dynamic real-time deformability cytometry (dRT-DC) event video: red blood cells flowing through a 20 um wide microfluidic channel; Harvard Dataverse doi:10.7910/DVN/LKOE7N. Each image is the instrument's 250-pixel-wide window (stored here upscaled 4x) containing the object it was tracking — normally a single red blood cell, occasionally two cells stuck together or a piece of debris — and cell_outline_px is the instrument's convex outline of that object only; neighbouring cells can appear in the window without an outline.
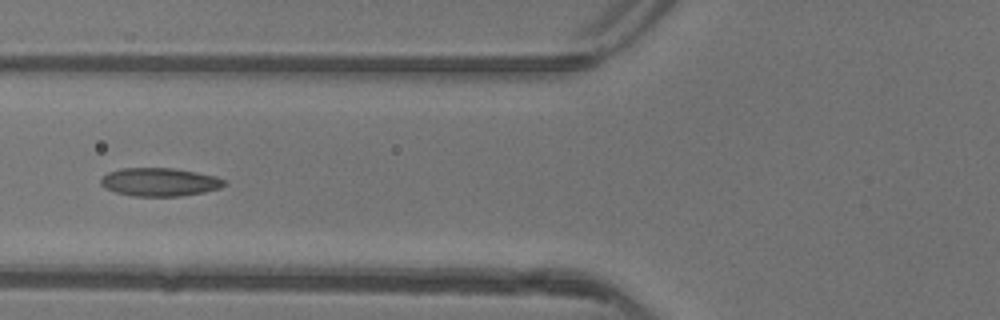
{"species": "common noctule bat (a hibernating species)", "species_latin": "Nyctalus noctula", "temperature_condition": "warm", "stored_images_in_passage": 36, "camera_frame_rate_fps": 3000, "um_per_image_px": 0.085, "animal": {"sex": "female"}, "frame": {"image": 1, "passage_image": 6, "time_ms": 1.667, "image_size_px": [1000, 320], "cell_outline_px": [[228, 184], [220, 188], [204, 192], [180, 196], [132, 196], [116, 192], [104, 188], [100, 184], [100, 180], [108, 172], [120, 168], [172, 168], [196, 172], [216, 176], [224, 180]], "centroid_in_image_um": [13.57, 15.47], "position_along_channel_um": 112.2, "area_um2": 20.4}, "authors_computed_cell_mechanics": {"area_um2": 19.7387, "velocity_mm_per_s": 4.1448, "shape_relaxation_time_tau1_ms": 5.071, "shape_relaxation_time_tau2_ms": 1.2944, "deformation_change_tau1": 0.1608, "deformation_change_tau2": 0.065}}